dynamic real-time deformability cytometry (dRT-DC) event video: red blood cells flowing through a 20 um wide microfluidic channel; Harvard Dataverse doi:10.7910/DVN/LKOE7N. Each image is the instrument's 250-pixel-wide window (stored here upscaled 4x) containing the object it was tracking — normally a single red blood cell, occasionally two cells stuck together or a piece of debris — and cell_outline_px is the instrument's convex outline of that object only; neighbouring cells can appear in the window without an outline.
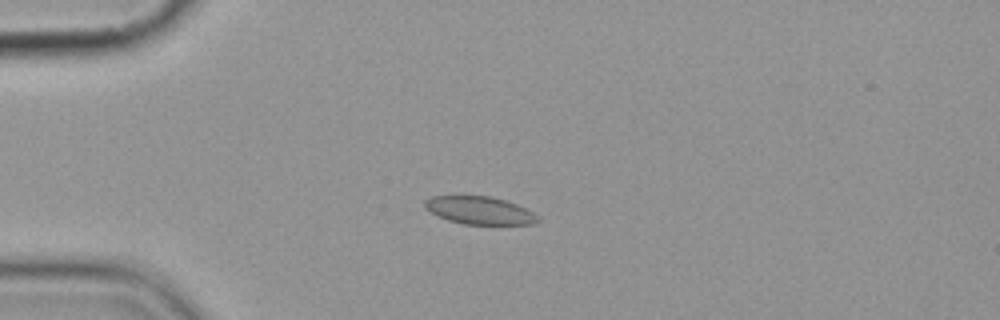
{"species": "common noctule bat (a hibernating species)", "species_latin": "Nyctalus noctula", "temperature_condition": "cold", "stored_images_in_passage": 9, "camera_frame_rate_fps": 3000, "um_per_image_px": 0.085, "animal": {"sex": "female", "body_mass_g": 19.9}, "frame": {"image": 1, "passage_image": 3, "time_ms": 2.333, "image_size_px": [1000, 320], "cell_outline_px": [[540, 220], [536, 224], [464, 224], [448, 220], [424, 208], [424, 200], [432, 196], [492, 196], [516, 204], [540, 216]], "centroid_in_image_um": [40.78, 17.88], "position_along_channel_um": 44.2, "area_um2": 18.21}}
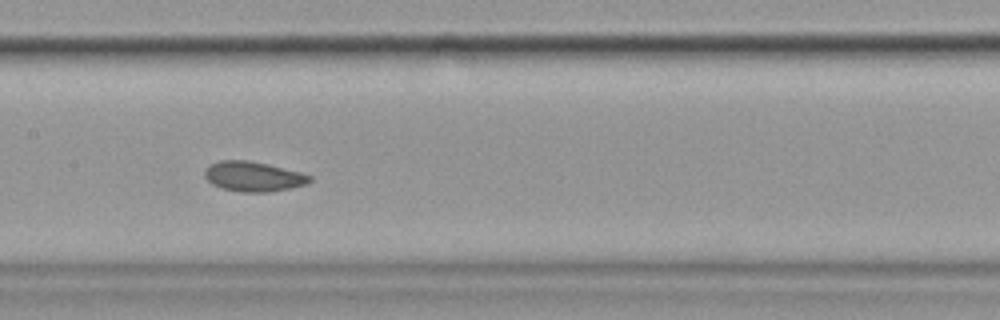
{"frame": {"image": 2, "passage_image": 7, "time_ms": 7.0, "image_size_px": [1000, 320], "cell_outline_px": [[312, 180], [308, 184], [292, 188], [268, 192], [240, 192], [224, 188], [212, 184], [204, 176], [204, 172], [212, 164], [220, 160], [248, 160], [268, 164], [300, 172], [312, 176]], "centroid_in_image_um": [21.58, 15.01], "position_along_channel_um": 185.8, "area_um2": 18.26}}
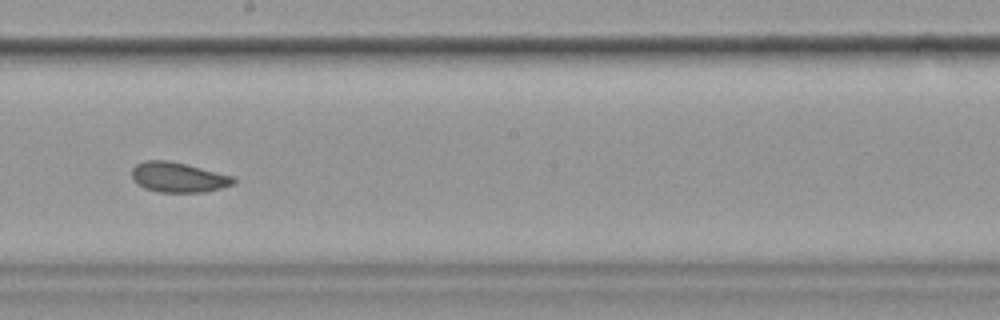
{"frame": {"image": 3, "passage_image": 8, "time_ms": 8.333, "image_size_px": [1000, 320], "cell_outline_px": [[236, 184], [204, 192], [156, 192], [144, 188], [136, 184], [132, 180], [132, 168], [136, 164], [144, 160], [168, 160], [232, 176], [236, 180]], "centroid_in_image_um": [15.1, 15.08], "position_along_channel_um": 233.1, "area_um2": 17.8}}